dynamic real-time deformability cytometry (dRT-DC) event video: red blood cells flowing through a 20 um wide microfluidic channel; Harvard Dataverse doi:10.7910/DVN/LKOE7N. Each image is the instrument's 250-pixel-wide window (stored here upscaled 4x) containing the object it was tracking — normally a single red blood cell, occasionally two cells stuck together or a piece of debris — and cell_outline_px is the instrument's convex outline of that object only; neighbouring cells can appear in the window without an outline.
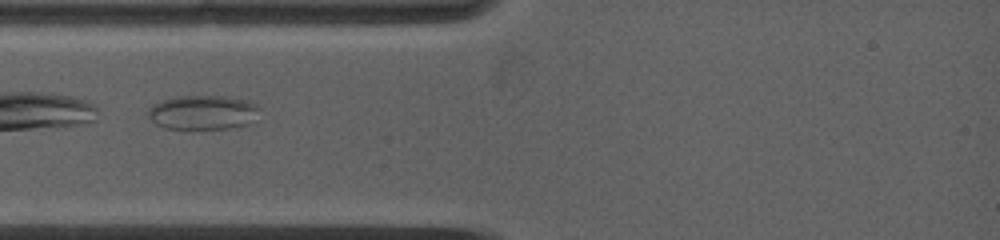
{"species": "common noctule bat (a hibernating species)", "species_latin": "Nyctalus noctula", "temperature_condition": "warm", "stored_images_in_passage": 5, "camera_frame_rate_fps": 5000, "um_per_image_px": 0.085, "animal": {"sex": "female", "body_mass_g": 19.0, "forearm_length_mm": 53.3}, "frame": {"image": 1, "passage_image": 1, "time_ms": 0.0, "image_size_px": [1000, 240], "cell_outline_px": [[260, 108], [248, 124], [228, 128], [164, 128], [156, 124], [148, 116], [148, 108], [160, 100], [176, 96], [224, 96], [248, 100], [256, 104]], "centroid_in_image_um": [17.2, 9.53], "position_along_channel_um": 67.8, "area_um2": 22.08}}
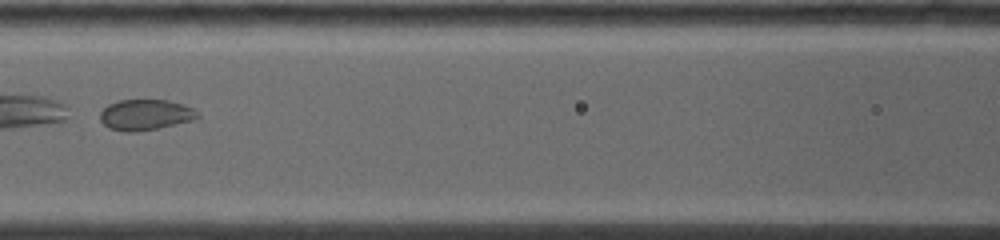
{"frame": {"image": 2, "passage_image": 4, "time_ms": 2.2, "image_size_px": [1000, 240], "cell_outline_px": [[200, 116], [196, 120], [136, 132], [124, 132], [108, 128], [100, 120], [100, 112], [108, 104], [120, 100], [168, 100], [184, 104], [192, 108]], "centroid_in_image_um": [12.36, 9.76], "position_along_channel_um": 154.2, "area_um2": 17.51}}